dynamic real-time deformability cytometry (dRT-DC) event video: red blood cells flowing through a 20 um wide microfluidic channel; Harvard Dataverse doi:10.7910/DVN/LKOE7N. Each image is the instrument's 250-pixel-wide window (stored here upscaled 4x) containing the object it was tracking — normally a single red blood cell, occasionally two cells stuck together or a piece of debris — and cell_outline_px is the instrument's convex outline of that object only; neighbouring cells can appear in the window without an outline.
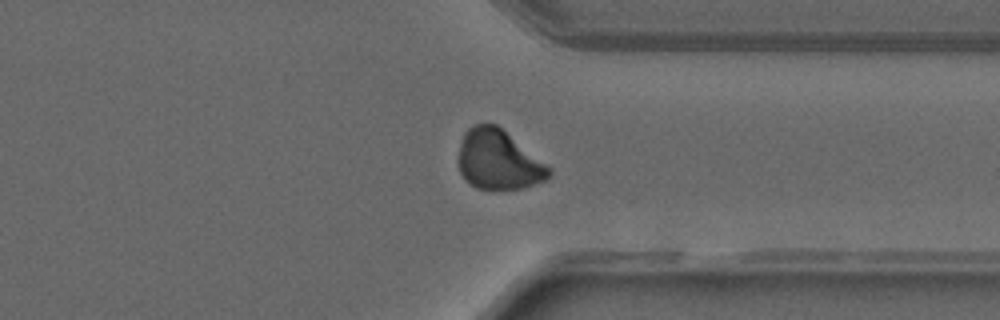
{"species": "common noctule bat (a hibernating species)", "species_latin": "Nyctalus noctula", "temperature_condition": "warm", "stored_images_in_passage": 49, "camera_frame_rate_fps": 3000, "um_per_image_px": 0.085, "animal": {"sex": "male", "forearm_length_mm": 52.5}, "frame": {"image": 1, "passage_image": 38, "time_ms": 12.333, "image_size_px": [1000, 320], "cell_outline_px": [[552, 172], [544, 180], [520, 188], [492, 192], [476, 188], [460, 172], [460, 144], [464, 132], [472, 124], [496, 124], [552, 168]], "centroid_in_image_um": [42.37, 13.61], "position_along_channel_um": 369.0, "area_um2": 31.33}}